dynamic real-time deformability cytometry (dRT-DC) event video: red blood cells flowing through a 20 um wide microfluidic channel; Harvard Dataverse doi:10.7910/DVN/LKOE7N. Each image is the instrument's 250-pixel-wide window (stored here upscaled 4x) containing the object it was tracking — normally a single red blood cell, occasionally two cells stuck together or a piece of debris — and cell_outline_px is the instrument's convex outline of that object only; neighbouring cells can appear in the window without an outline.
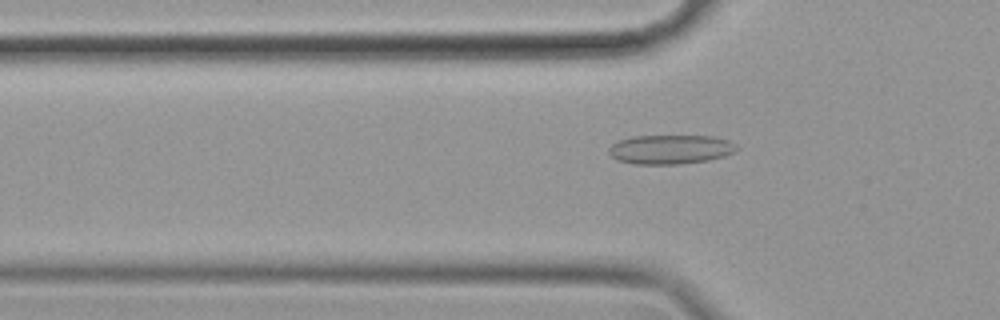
{"species": "common noctule bat (a hibernating species)", "species_latin": "Nyctalus noctula", "temperature_condition": "cold", "stored_images_in_passage": 51, "camera_frame_rate_fps": 3000, "um_per_image_px": 0.085, "animal": {"sex": "female", "body_mass_g": 19.9}, "frame": {"image": 1, "passage_image": 18, "time_ms": 5.667, "image_size_px": [1000, 320], "cell_outline_px": [[740, 148], [736, 152], [724, 156], [708, 160], [680, 164], [636, 164], [616, 160], [608, 152], [608, 148], [616, 140], [632, 136], [716, 136], [728, 140], [736, 144]], "centroid_in_image_um": [56.99, 12.69], "position_along_channel_um": 68.8, "area_um2": 22.08}}
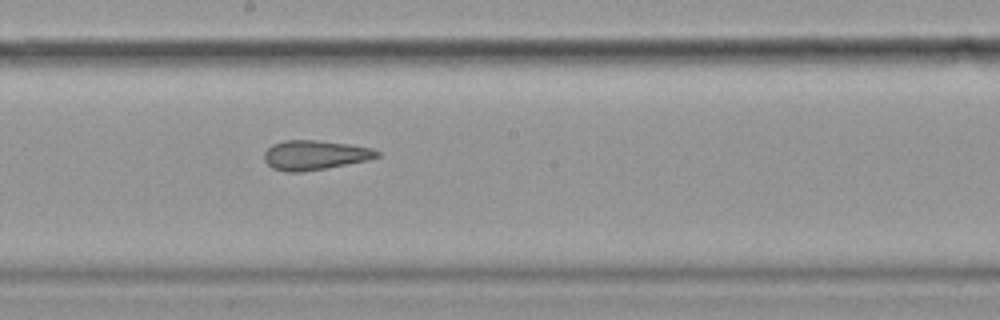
{"frame": {"image": 2, "passage_image": 31, "time_ms": 10.0, "image_size_px": [1000, 320], "cell_outline_px": [[380, 156], [368, 160], [324, 168], [300, 172], [284, 172], [272, 168], [264, 160], [264, 152], [272, 144], [284, 140], [316, 140], [348, 144], [372, 148], [380, 152]], "centroid_in_image_um": [26.74, 13.18], "position_along_channel_um": 221.5, "area_um2": 19.36}}
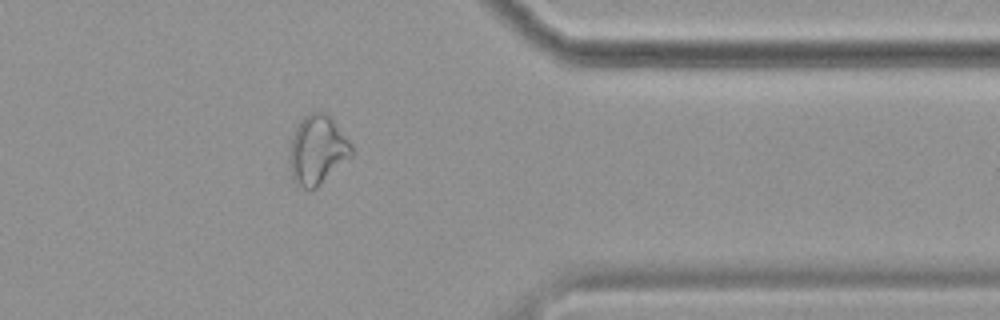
{"frame": {"image": 3, "passage_image": 46, "time_ms": 15.0, "image_size_px": [1000, 320], "cell_outline_px": [[352, 156], [312, 192], [296, 184], [292, 180], [288, 168], [288, 160], [292, 136], [300, 120], [304, 116], [312, 112], [324, 112], [332, 120], [352, 144]], "centroid_in_image_um": [26.94, 12.8], "position_along_channel_um": 384.5, "area_um2": 25.14}}